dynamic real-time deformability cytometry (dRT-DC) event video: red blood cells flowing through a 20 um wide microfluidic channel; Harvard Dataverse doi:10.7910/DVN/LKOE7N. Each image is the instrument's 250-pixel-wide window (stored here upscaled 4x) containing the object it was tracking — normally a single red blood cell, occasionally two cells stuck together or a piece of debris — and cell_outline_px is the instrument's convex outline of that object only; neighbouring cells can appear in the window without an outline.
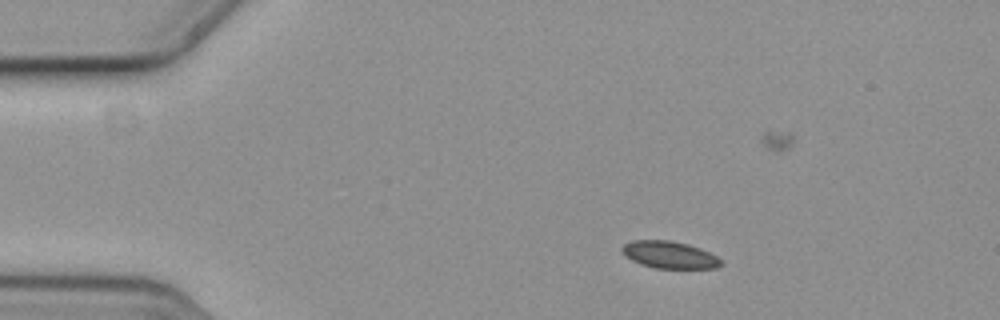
{"species": "common noctule bat (a hibernating species)", "species_latin": "Nyctalus noctula", "temperature_condition": "cold", "stored_images_in_passage": 4, "camera_frame_rate_fps": 3000, "um_per_image_px": 0.085, "animal": {"sex": "female", "body_mass_g": 19.3, "forearm_length_mm": 54.1}, "frame": {"image": 1, "passage_image": 1, "time_ms": 0.0, "image_size_px": [1000, 320], "cell_outline_px": [[724, 264], [716, 268], [652, 268], [640, 264], [624, 256], [620, 248], [624, 244], [632, 240], [668, 240], [688, 244], [700, 248], [724, 260]], "centroid_in_image_um": [56.9, 21.66], "position_along_channel_um": 28.1, "area_um2": 15.84}}